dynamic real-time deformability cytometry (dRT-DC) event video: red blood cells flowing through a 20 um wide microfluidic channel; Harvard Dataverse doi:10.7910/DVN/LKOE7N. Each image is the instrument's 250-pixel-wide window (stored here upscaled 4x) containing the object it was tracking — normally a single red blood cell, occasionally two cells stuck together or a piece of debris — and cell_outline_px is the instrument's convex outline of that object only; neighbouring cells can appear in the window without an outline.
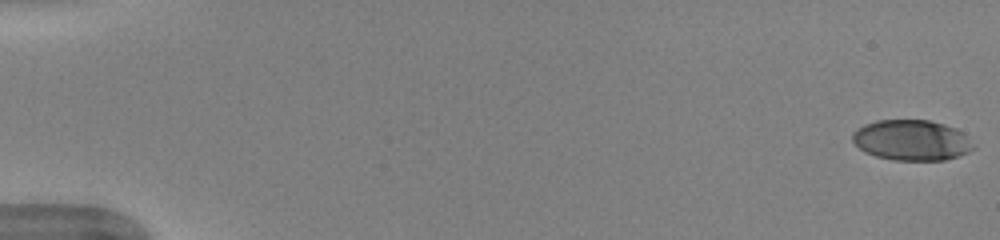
{"species": "human", "species_latin": "Homo sapiens", "temperature_condition": "warm", "stored_images_in_passage": 51, "camera_frame_rate_fps": 3000, "um_per_image_px": 0.085, "donor": {"sex": "female"}, "frame": {"image": 1, "passage_image": 1, "time_ms": 0.0, "image_size_px": [1000, 240], "cell_outline_px": [[976, 148], [968, 152], [944, 160], [892, 160], [876, 156], [864, 152], [852, 140], [852, 132], [856, 128], [864, 124], [876, 120], [928, 120], [944, 124], [956, 128], [964, 132]], "centroid_in_image_um": [77.48, 11.91], "position_along_channel_um": 7.5, "area_um2": 28.73}}
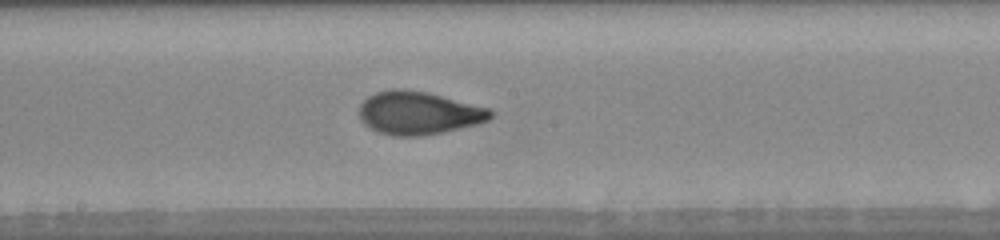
{"frame": {"image": 2, "passage_image": 29, "time_ms": 9.333, "image_size_px": [1000, 240], "cell_outline_px": [[496, 112], [488, 120], [480, 124], [444, 132], [424, 136], [392, 136], [368, 128], [360, 120], [360, 104], [368, 96], [376, 92], [428, 92], [492, 108]], "centroid_in_image_um": [35.67, 9.65], "position_along_channel_um": 212.5, "area_um2": 32.71}}
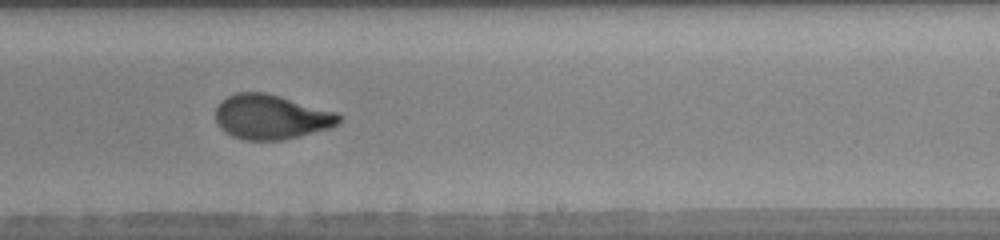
{"frame": {"image": 3, "passage_image": 33, "time_ms": 10.667, "image_size_px": [1000, 240], "cell_outline_px": [[340, 120], [332, 128], [284, 140], [244, 140], [232, 136], [224, 132], [216, 124], [216, 108], [220, 100], [236, 92], [264, 92], [280, 96], [336, 112], [340, 116]], "centroid_in_image_um": [23.01, 9.95], "position_along_channel_um": 266.0, "area_um2": 32.25}, "authors_computed_cell_mechanics": {"area_um2": 31.4432, "velocity_mm_per_s": 4.0277, "shape_relaxation_time_tau1_ms": 6.1653, "shape_relaxation_time_tau2_ms": 1.0301, "deformation_change_tau1": 0.2266, "deformation_change_tau2": 0.0645}}